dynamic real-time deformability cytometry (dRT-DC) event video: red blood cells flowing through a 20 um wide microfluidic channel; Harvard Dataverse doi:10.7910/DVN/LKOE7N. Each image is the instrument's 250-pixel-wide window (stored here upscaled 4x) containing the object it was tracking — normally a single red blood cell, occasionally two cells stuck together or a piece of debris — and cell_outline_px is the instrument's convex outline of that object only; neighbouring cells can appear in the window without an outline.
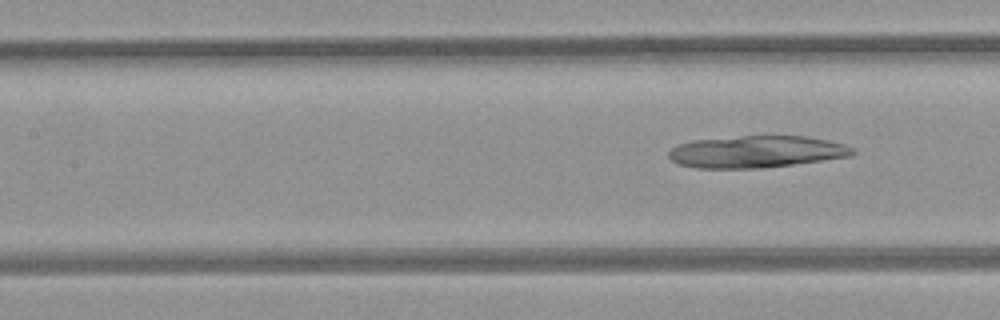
{"species": "common noctule bat (a hibernating species)", "species_latin": "Nyctalus noctula", "temperature_condition": "room temperature", "stored_images_in_passage": 9, "camera_frame_rate_fps": 3000, "um_per_image_px": 0.085, "animal": {"sex": "female", "body_mass_g": 21.9}, "frame": {"image": 1, "passage_image": 9, "time_ms": 2.667, "image_size_px": [1000, 320], "cell_outline_px": [[856, 152], [852, 156], [792, 164], [760, 168], [696, 168], [680, 164], [672, 160], [668, 156], [668, 152], [676, 144], [692, 140], [740, 136], [804, 136], [828, 140], [844, 144], [852, 148]], "centroid_in_image_um": [64.27, 12.89], "position_along_channel_um": 143.1, "area_um2": 34.16}}